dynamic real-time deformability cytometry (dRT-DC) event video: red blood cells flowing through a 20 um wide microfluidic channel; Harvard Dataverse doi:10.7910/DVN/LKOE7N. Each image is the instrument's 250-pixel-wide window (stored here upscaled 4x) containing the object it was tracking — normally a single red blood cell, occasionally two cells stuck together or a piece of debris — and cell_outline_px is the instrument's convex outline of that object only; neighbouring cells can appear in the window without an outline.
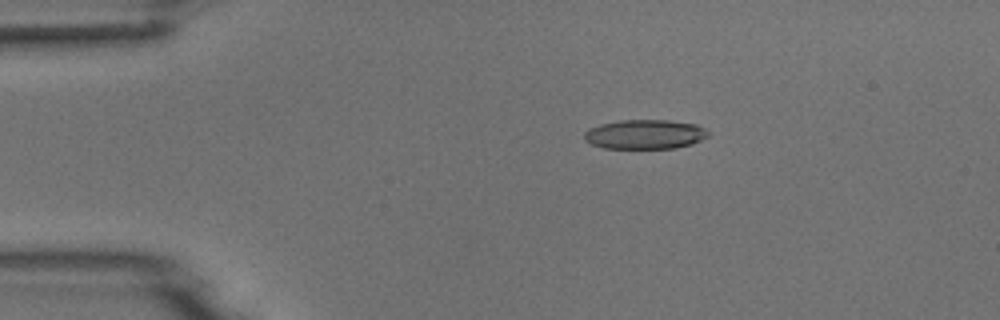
{"species": "common noctule bat (a hibernating species)", "species_latin": "Nyctalus noctula", "temperature_condition": "room temperature", "stored_images_in_passage": 8, "camera_frame_rate_fps": 3000, "um_per_image_px": 0.085, "animal": {"sex": "male", "body_mass_g": 18.8}, "frame": {"image": 1, "passage_image": 3, "time_ms": 2.333, "image_size_px": [1000, 320], "cell_outline_px": [[708, 136], [692, 144], [676, 148], [604, 148], [592, 144], [584, 140], [584, 132], [588, 128], [600, 124], [620, 120], [664, 120], [696, 124], [704, 128], [708, 132]], "centroid_in_image_um": [54.79, 11.42], "position_along_channel_um": 30.2, "area_um2": 21.21}}
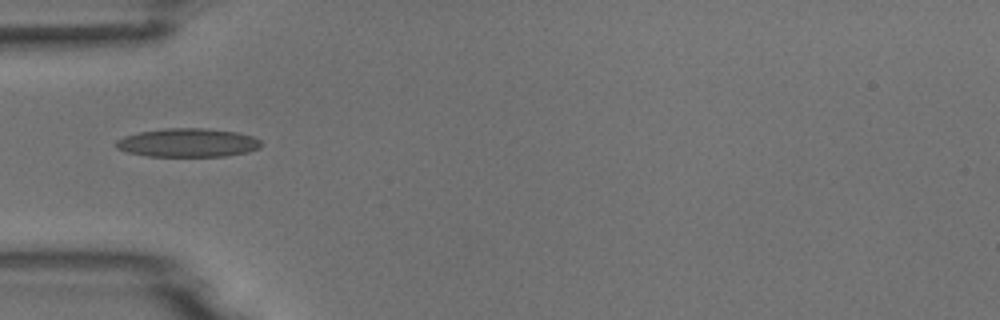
{"frame": {"image": 2, "passage_image": 5, "time_ms": 4.667, "image_size_px": [1000, 320], "cell_outline_px": [[260, 148], [248, 152], [224, 156], [148, 156], [128, 152], [116, 148], [116, 140], [124, 136], [140, 132], [164, 128], [204, 128], [236, 132], [252, 136], [260, 140]], "centroid_in_image_um": [15.96, 12.13], "position_along_channel_um": 69.0, "area_um2": 24.1}}